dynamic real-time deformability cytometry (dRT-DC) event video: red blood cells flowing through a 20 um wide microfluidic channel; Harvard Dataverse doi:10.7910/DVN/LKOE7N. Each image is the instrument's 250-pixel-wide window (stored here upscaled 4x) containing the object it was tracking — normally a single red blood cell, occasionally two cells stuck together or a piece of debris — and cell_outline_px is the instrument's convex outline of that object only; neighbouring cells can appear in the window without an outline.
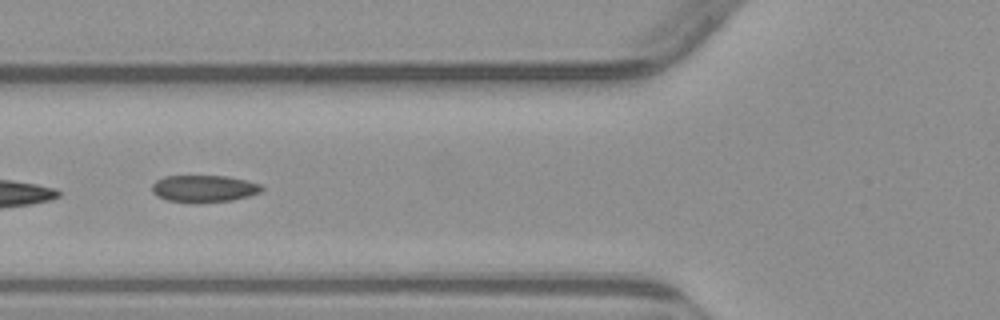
{"species": "common noctule bat (a hibernating species)", "species_latin": "Nyctalus noctula", "temperature_condition": "warm", "stored_images_in_passage": 4, "camera_frame_rate_fps": 3000, "um_per_image_px": 0.085, "animal": {"sex": "male", "body_mass_g": 23.1, "forearm_length_mm": 52.7}, "frame": {"image": 1, "passage_image": 4, "time_ms": 3.333, "image_size_px": [1000, 320], "cell_outline_px": [[264, 188], [260, 192], [248, 196], [232, 200], [168, 200], [156, 196], [152, 192], [152, 184], [156, 180], [164, 176], [228, 176], [248, 180], [260, 184]], "centroid_in_image_um": [17.35, 15.98], "position_along_channel_um": 108.5, "area_um2": 16.65}}